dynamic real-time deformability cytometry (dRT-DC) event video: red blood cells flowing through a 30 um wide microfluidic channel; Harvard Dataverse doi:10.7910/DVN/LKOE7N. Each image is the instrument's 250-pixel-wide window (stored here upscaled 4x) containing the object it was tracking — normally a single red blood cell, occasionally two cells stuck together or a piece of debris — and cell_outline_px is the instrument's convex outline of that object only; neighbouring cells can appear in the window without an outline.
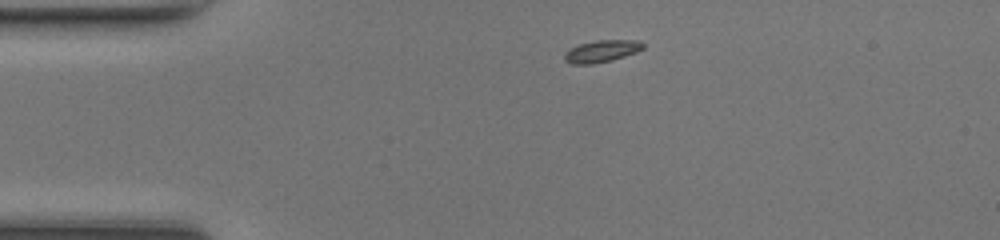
{"species": "common noctule bat (a hibernating species)", "species_latin": "Nyctalus noctula", "temperature_condition": "room temperature", "stored_images_in_passage": 32, "camera_frame_rate_fps": 3000, "um_per_image_px": 0.085, "animal": {"sex": "female", "body_mass_g": 17.0, "forearm_length_mm": 48.0}, "frame": {"image": 1, "passage_image": 1, "time_ms": 0.0, "image_size_px": [1000, 240], "cell_outline_px": [[644, 48], [636, 52], [612, 60], [592, 64], [572, 64], [564, 60], [564, 52], [568, 48], [580, 44], [596, 40], [640, 40], [644, 44]], "centroid_in_image_um": [51.12, 4.34], "position_along_channel_um": 33.9, "area_um2": 10.17}}
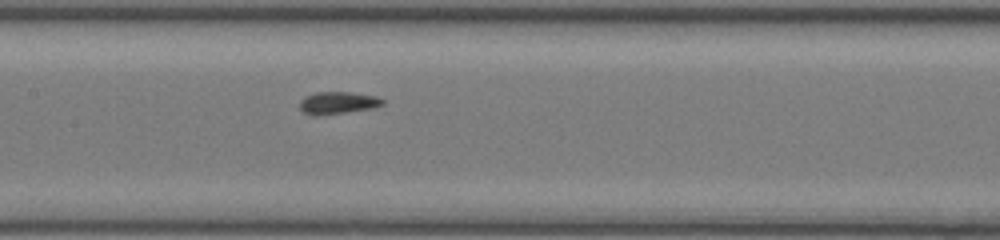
{"frame": {"image": 2, "passage_image": 14, "time_ms": 4.333, "image_size_px": [1000, 240], "cell_outline_px": [[384, 104], [372, 108], [344, 112], [304, 112], [300, 108], [300, 100], [304, 96], [316, 92], [352, 92], [376, 96], [384, 100]], "centroid_in_image_um": [28.78, 8.67], "position_along_channel_um": 178.6, "area_um2": 10.12}}
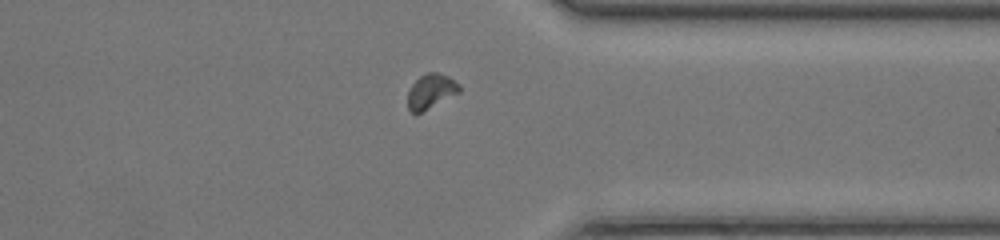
{"frame": {"image": 3, "passage_image": 28, "time_ms": 9.0, "image_size_px": [1000, 240], "cell_outline_px": [[460, 92], [420, 112], [412, 112], [408, 108], [408, 92], [412, 84], [420, 76], [428, 72], [436, 72], [448, 76], [460, 84]], "centroid_in_image_um": [36.64, 7.73], "position_along_channel_um": 374.8, "area_um2": 10.17}, "authors_computed_cell_mechanics": {"area_um2": 10.1439, "velocity_mm_per_s": 4.3171, "shape_relaxation_time_tau1_ms": 4.5294, "shape_relaxation_time_tau2_ms": 2.3139, "deformation_change_tau1": 0.132, "deformation_change_tau2": 0.0704}}